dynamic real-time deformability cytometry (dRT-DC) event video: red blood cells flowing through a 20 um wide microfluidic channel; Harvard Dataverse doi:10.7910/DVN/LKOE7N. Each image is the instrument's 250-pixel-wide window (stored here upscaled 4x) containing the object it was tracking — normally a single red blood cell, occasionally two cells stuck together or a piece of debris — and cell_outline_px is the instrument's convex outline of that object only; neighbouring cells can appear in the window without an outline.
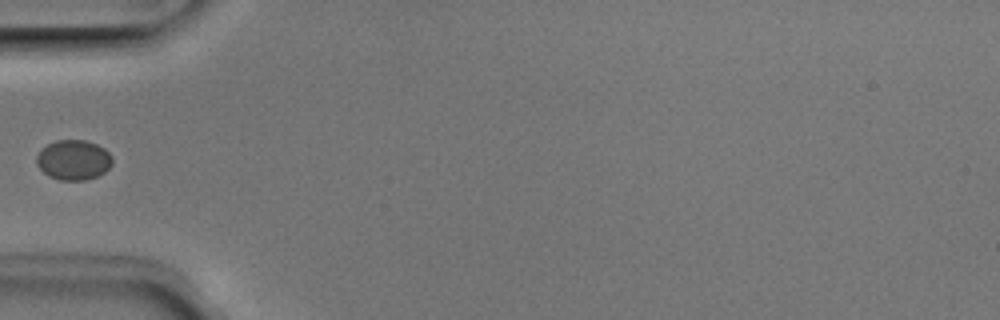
{"species": "Egyptian fruit bat (a non-hibernating species)", "species_latin": "Rousettus aegyptiacus", "temperature_condition": "room temperature", "stored_images_in_passage": 1, "camera_frame_rate_fps": 3000, "um_per_image_px": 0.085, "animal": {"sex": "male"}, "frame": {"image": 1, "passage_image": 1, "time_ms": 0.0, "image_size_px": [1000, 320], "cell_outline_px": [[112, 164], [104, 172], [96, 176], [84, 180], [60, 180], [48, 176], [36, 164], [36, 156], [40, 148], [56, 140], [84, 140], [96, 144], [104, 148], [112, 156]], "centroid_in_image_um": [6.22, 13.59], "position_along_channel_um": 78.8, "area_um2": 17.69}}